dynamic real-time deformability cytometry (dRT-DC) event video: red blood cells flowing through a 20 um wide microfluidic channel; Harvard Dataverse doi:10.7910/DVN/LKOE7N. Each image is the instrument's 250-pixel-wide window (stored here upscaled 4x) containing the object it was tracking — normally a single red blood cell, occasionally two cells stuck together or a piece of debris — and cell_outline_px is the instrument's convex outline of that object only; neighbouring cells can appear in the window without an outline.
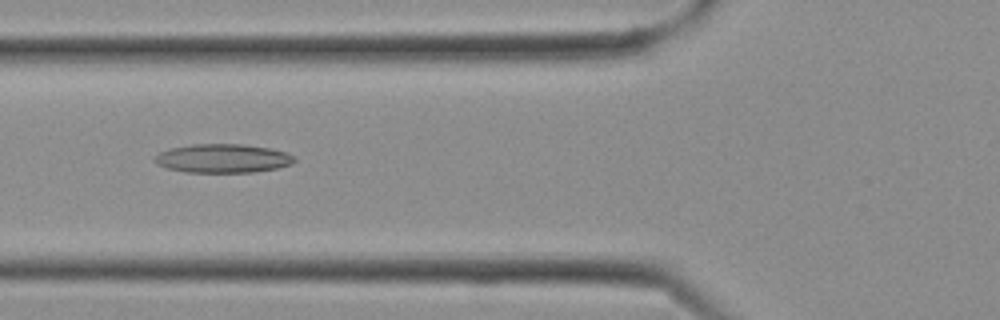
{"species": "Egyptian fruit bat (a non-hibernating species)", "species_latin": "Rousettus aegyptiacus", "temperature_condition": "cold", "stored_images_in_passage": 7, "camera_frame_rate_fps": 3000, "um_per_image_px": 0.085, "frame": {"image": 1, "passage_image": 4, "time_ms": 1.0, "image_size_px": [1000, 320], "cell_outline_px": [[296, 160], [292, 164], [276, 168], [252, 172], [184, 172], [168, 168], [156, 164], [156, 156], [160, 152], [168, 148], [192, 144], [244, 144], [268, 148], [288, 152], [296, 156]], "centroid_in_image_um": [18.97, 13.45], "position_along_channel_um": 106.8, "area_um2": 23.47}}
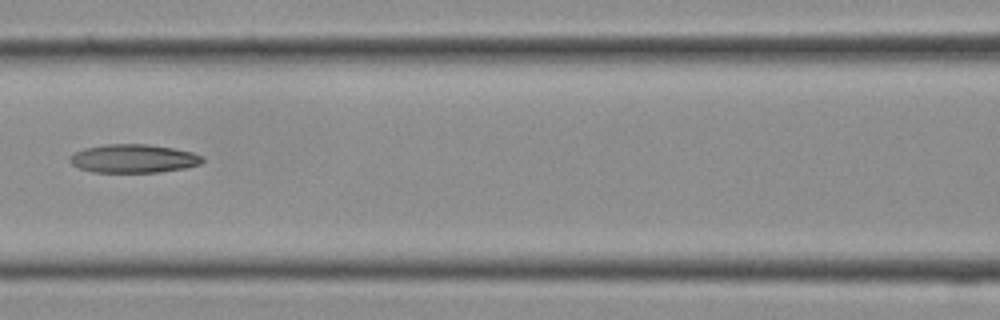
{"frame": {"image": 2, "passage_image": 6, "time_ms": 1.667, "image_size_px": [1000, 320], "cell_outline_px": [[204, 160], [200, 164], [188, 168], [160, 172], [92, 172], [80, 168], [72, 164], [68, 160], [68, 156], [84, 148], [104, 144], [148, 144], [176, 148], [192, 152], [204, 156]], "centroid_in_image_um": [11.38, 13.47], "position_along_channel_um": 155.2, "area_um2": 22.31}}